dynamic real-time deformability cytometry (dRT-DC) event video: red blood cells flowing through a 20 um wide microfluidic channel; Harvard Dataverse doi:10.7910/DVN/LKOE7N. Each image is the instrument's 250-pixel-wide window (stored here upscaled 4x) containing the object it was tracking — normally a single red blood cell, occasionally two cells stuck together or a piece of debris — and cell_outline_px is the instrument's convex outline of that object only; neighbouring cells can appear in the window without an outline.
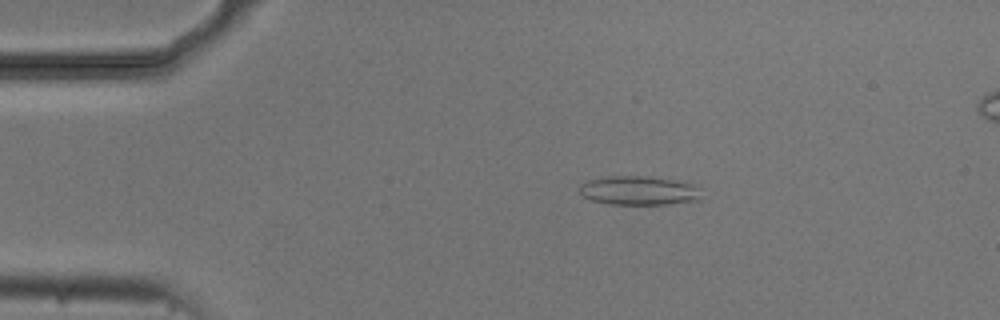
{"species": "common noctule bat (a hibernating species)", "species_latin": "Nyctalus noctula", "temperature_condition": "cold", "stored_images_in_passage": 55, "camera_frame_rate_fps": 3000, "um_per_image_px": 0.085, "animal": {"sex": "male", "body_mass_g": 20.5, "forearm_length_mm": 52.5}, "frame": {"image": 1, "passage_image": 10, "time_ms": 3.0, "image_size_px": [1000, 320], "cell_outline_px": [[700, 200], [668, 204], [612, 204], [592, 200], [584, 196], [580, 192], [580, 184], [584, 180], [604, 176], [648, 176], [680, 180], [692, 184], [700, 188]], "centroid_in_image_um": [54.31, 16.18], "position_along_channel_um": 30.7, "area_um2": 20.87}}
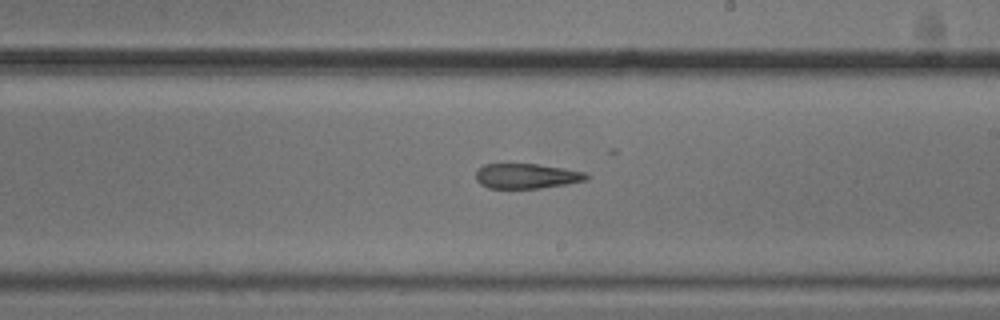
{"frame": {"image": 2, "passage_image": 31, "time_ms": 10.0, "image_size_px": [1000, 320], "cell_outline_px": [[588, 176], [584, 180], [564, 184], [540, 188], [488, 188], [480, 184], [476, 180], [476, 172], [484, 164], [536, 164], [584, 172]], "centroid_in_image_um": [44.68, 14.97], "position_along_channel_um": 244.3, "area_um2": 15.72}}
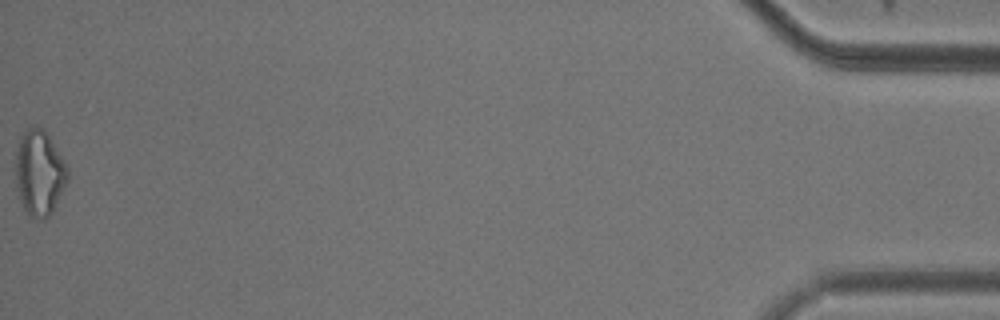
{"frame": {"image": 3, "passage_image": 54, "time_ms": 17.667, "image_size_px": [1000, 320], "cell_outline_px": [[68, 180], [52, 212], [44, 220], [40, 220], [32, 216], [24, 208], [16, 196], [16, 152], [20, 136], [28, 128], [36, 124], [44, 128], [64, 160], [68, 168]], "centroid_in_image_um": [3.34, 14.68], "position_along_channel_um": 431.9, "area_um2": 26.13}}